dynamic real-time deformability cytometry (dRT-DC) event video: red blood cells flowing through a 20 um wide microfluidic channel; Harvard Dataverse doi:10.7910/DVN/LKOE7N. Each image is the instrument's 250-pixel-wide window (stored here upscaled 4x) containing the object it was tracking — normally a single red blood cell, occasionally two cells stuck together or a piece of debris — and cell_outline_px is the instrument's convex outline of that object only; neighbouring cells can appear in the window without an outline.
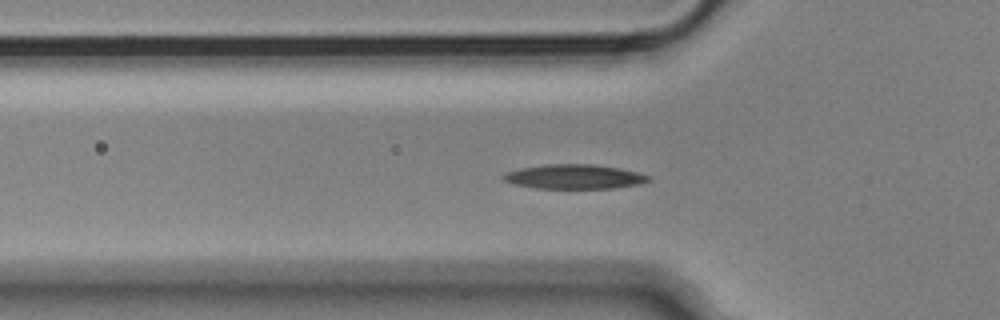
{"species": "Egyptian fruit bat (a non-hibernating species)", "species_latin": "Rousettus aegyptiacus", "temperature_condition": "cold", "stored_images_in_passage": 44, "segment_of_instrument_passage": [1, 2], "camera_frame_rate_fps": 3000, "um_per_image_px": 0.085, "animal": {"sex": "male"}, "frame": {"image": 1, "passage_image": 6, "time_ms": 1.667, "image_size_px": [1000, 320], "cell_outline_px": [[652, 180], [640, 184], [616, 188], [536, 188], [516, 184], [504, 180], [500, 176], [508, 172], [520, 168], [548, 164], [592, 164], [620, 168], [652, 176]], "centroid_in_image_um": [48.87, 15.02], "position_along_channel_um": 76.9, "area_um2": 20.63}}
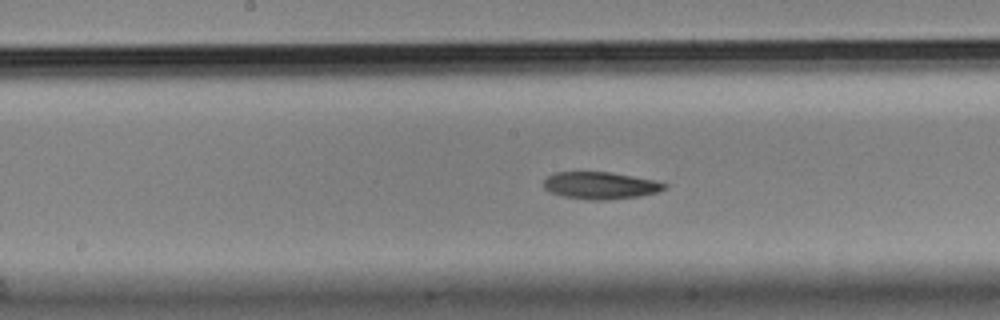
{"frame": {"image": 2, "passage_image": 16, "time_ms": 5.0, "image_size_px": [1000, 320], "cell_outline_px": [[668, 188], [660, 192], [640, 196], [608, 200], [584, 200], [564, 196], [548, 192], [544, 188], [544, 180], [548, 176], [556, 172], [612, 172], [656, 180], [668, 184]], "centroid_in_image_um": [51.08, 15.77], "position_along_channel_um": 197.1, "area_um2": 19.48}}
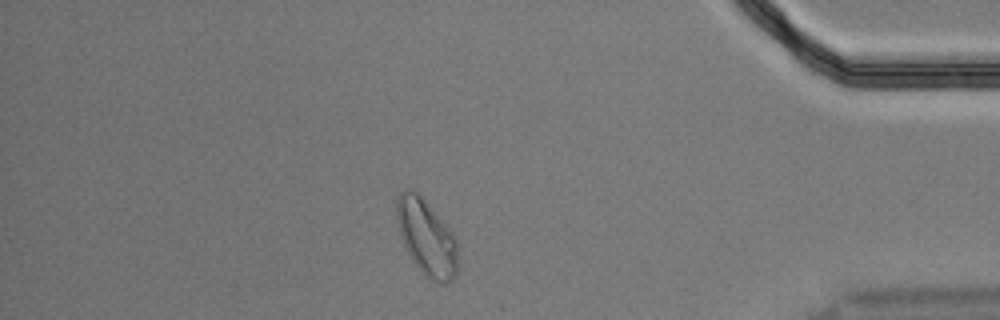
{"frame": {"image": 3, "passage_image": 36, "time_ms": 11.667, "image_size_px": [1000, 320], "cell_outline_px": [[456, 276], [448, 284], [436, 284], [428, 280], [424, 276], [412, 260], [400, 236], [396, 216], [396, 196], [404, 188], [412, 188], [420, 196], [456, 236]], "centroid_in_image_um": [36.23, 20.22], "position_along_channel_um": 399.0, "area_um2": 27.17}}